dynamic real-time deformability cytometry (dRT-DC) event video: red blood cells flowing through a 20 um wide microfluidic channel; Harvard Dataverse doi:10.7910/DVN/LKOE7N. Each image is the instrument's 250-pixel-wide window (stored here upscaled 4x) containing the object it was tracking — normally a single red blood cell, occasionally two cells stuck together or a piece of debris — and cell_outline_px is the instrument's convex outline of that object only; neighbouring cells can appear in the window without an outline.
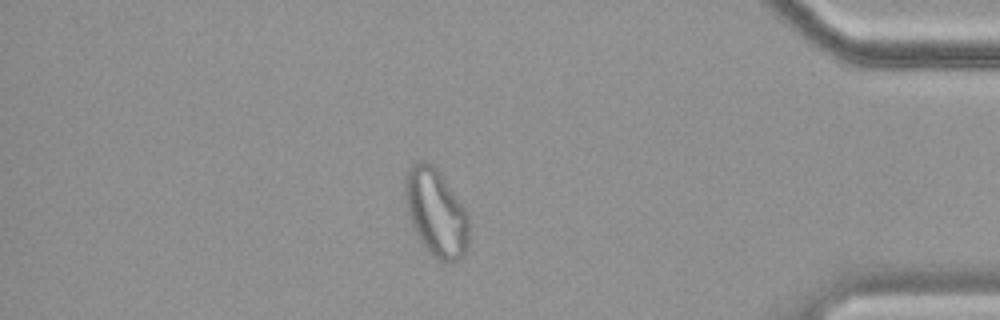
{"species": "common noctule bat (a hibernating species)", "species_latin": "Nyctalus noctula", "temperature_condition": "cold", "stored_images_in_passage": 57, "camera_frame_rate_fps": 3000, "um_per_image_px": 0.085, "animal": {"sex": "female", "body_mass_g": 19.9}, "frame": {"image": 1, "passage_image": 49, "time_ms": 16.0, "image_size_px": [1000, 320], "cell_outline_px": [[468, 248], [464, 256], [456, 260], [440, 260], [432, 256], [428, 252], [420, 240], [412, 224], [408, 212], [404, 196], [404, 176], [408, 168], [412, 164], [420, 160], [424, 160], [432, 164], [436, 168], [464, 208], [468, 216]], "centroid_in_image_um": [37.03, 18.05], "position_along_channel_um": 398.2, "area_um2": 32.25}, "authors_computed_cell_mechanics": {"area_um2": 29.0734, "velocity_mm_per_s": 3.4818, "shape_relaxation_time_tau1_ms": null, "shape_relaxation_time_tau2_ms": 1.7514, "deformation_change_tau1": null, "deformation_change_tau2": 0.0844}}